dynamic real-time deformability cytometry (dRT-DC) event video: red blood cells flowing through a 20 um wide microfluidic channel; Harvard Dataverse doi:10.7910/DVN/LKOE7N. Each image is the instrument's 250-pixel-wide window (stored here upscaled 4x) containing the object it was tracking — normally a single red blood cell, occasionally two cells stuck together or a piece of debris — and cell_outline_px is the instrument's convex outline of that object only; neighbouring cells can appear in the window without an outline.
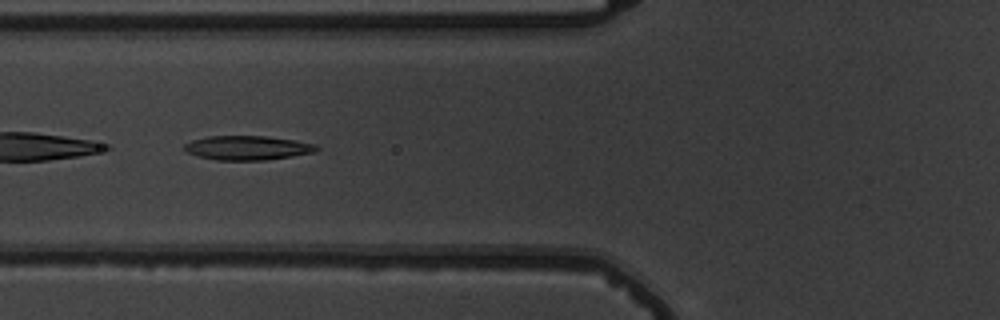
{"species": "common noctule bat (a hibernating species)", "species_latin": "Nyctalus noctula", "temperature_condition": "warm", "stored_images_in_passage": 6, "camera_frame_rate_fps": 3000, "um_per_image_px": 0.085, "animal": {"sex": "male", "body_mass_g": 19.5, "forearm_length_mm": 54.6}, "frame": {"image": 1, "passage_image": 6, "time_ms": 5.667, "image_size_px": [1000, 320], "cell_outline_px": [[320, 148], [312, 152], [292, 156], [264, 160], [216, 160], [196, 156], [184, 152], [184, 144], [192, 140], [208, 136], [268, 136], [316, 144]], "centroid_in_image_um": [20.98, 12.57], "position_along_channel_um": 104.8, "area_um2": 18.67}}